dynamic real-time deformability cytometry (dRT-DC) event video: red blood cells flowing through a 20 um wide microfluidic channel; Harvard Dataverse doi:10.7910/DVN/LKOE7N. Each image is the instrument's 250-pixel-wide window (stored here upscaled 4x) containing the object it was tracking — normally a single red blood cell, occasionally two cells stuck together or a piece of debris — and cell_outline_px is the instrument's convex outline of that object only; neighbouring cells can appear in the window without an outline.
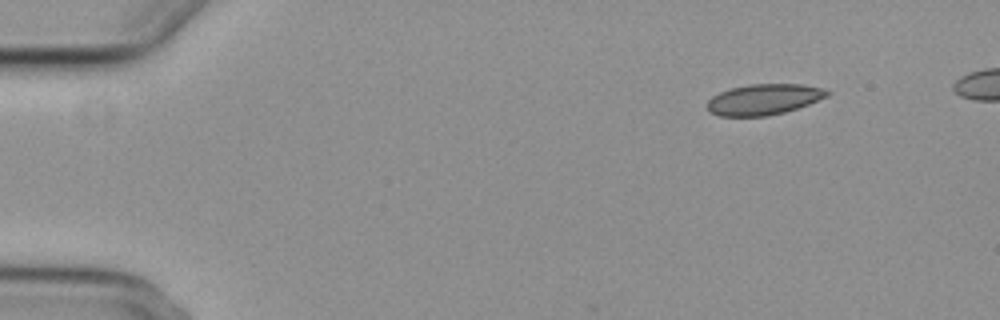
{"species": "common noctule bat (a hibernating species)", "species_latin": "Nyctalus noctula", "temperature_condition": "cold", "stored_images_in_passage": 4, "camera_frame_rate_fps": 3000, "um_per_image_px": 0.085, "animal": {"sex": "female", "body_mass_g": 29.2, "forearm_length_mm": 56.3}, "frame": {"image": 1, "passage_image": 1, "time_ms": 0.0, "image_size_px": [1000, 320], "cell_outline_px": [[832, 92], [828, 96], [808, 104], [784, 112], [768, 116], [720, 116], [708, 112], [708, 100], [712, 96], [720, 92], [732, 88], [748, 84], [800, 84], [820, 88]], "centroid_in_image_um": [64.9, 8.45], "position_along_channel_um": 20.1, "area_um2": 21.39}}